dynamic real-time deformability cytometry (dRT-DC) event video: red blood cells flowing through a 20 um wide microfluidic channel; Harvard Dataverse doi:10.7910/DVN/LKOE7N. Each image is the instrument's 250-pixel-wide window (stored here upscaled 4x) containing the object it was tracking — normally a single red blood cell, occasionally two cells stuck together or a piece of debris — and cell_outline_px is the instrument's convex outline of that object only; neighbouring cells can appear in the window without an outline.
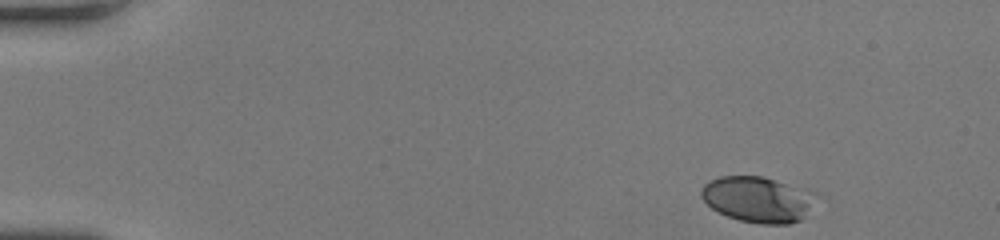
{"species": "human", "species_latin": "Homo sapiens", "temperature_condition": "room temperature", "stored_images_in_passage": 47, "camera_frame_rate_fps": 3000, "um_per_image_px": 0.085, "donor": {"sex": "female"}, "frame": {"image": 1, "passage_image": 1, "time_ms": 0.0, "image_size_px": [1000, 240], "cell_outline_px": [[828, 200], [800, 220], [788, 224], [760, 224], [740, 220], [728, 216], [712, 208], [700, 196], [700, 188], [708, 180], [720, 176], [760, 176], [816, 192], [828, 196]], "centroid_in_image_um": [64.61, 16.95], "position_along_channel_um": 20.4, "area_um2": 31.85}}
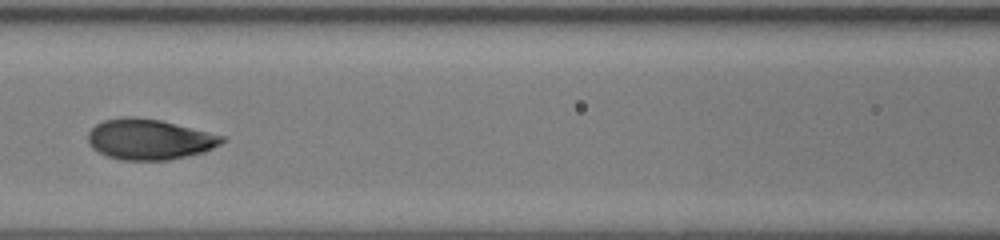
{"frame": {"image": 2, "passage_image": 20, "time_ms": 6.333, "image_size_px": [1000, 240], "cell_outline_px": [[224, 140], [220, 144], [204, 152], [168, 160], [120, 160], [108, 156], [92, 148], [88, 144], [88, 132], [96, 124], [104, 120], [120, 116], [136, 116], [160, 120], [224, 136]], "centroid_in_image_um": [12.65, 11.83], "position_along_channel_um": 153.9, "area_um2": 31.62}}
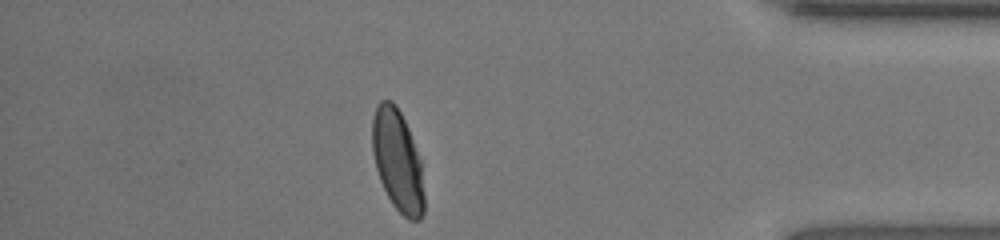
{"frame": {"image": 3, "passage_image": 41, "time_ms": 13.333, "image_size_px": [1000, 240], "cell_outline_px": [[424, 212], [420, 220], [408, 220], [392, 204], [380, 180], [376, 168], [372, 152], [372, 120], [376, 108], [380, 100], [392, 100], [396, 104], [408, 128], [420, 160], [424, 196]], "centroid_in_image_um": [33.79, 13.66], "position_along_channel_um": 401.4, "area_um2": 30.52}, "authors_computed_cell_mechanics": {"area_um2": 31.0386, "velocity_mm_per_s": 3.9906, "shape_relaxation_time_tau1_ms": 4.0296, "shape_relaxation_time_tau2_ms": null, "deformation_change_tau1": 0.1849, "deformation_change_tau2": null}}